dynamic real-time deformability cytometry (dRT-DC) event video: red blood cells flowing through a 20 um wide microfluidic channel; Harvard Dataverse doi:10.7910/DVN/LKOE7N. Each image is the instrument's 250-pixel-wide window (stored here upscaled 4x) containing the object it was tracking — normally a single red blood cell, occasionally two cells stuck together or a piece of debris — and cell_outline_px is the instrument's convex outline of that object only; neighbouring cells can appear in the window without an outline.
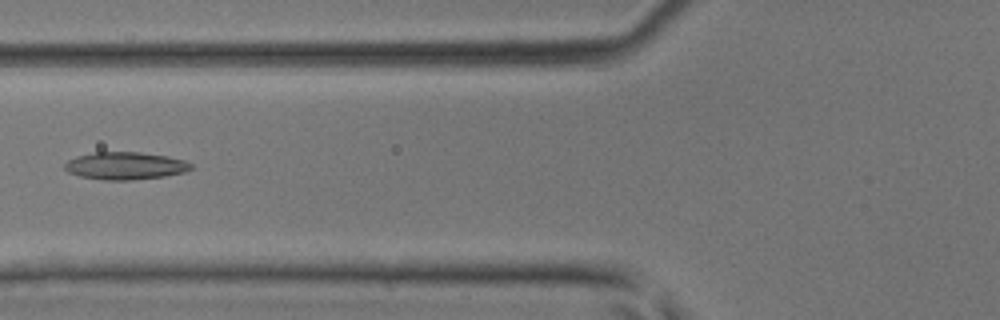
{"species": "common noctule bat (a hibernating species)", "species_latin": "Nyctalus noctula", "temperature_condition": "room temperature", "stored_images_in_passage": 32, "camera_frame_rate_fps": 3000, "um_per_image_px": 0.085, "animal": {"sex": "male", "body_mass_g": 17.9, "forearm_length_mm": 54.2}, "frame": {"image": 1, "passage_image": 9, "time_ms": 2.667, "image_size_px": [1000, 320], "cell_outline_px": [[192, 168], [184, 172], [164, 176], [132, 180], [104, 180], [80, 176], [68, 172], [64, 168], [64, 164], [68, 160], [76, 156], [96, 152], [140, 152], [168, 156], [184, 160], [192, 164]], "centroid_in_image_um": [10.64, 14.09], "position_along_channel_um": 115.2, "area_um2": 20.23}}
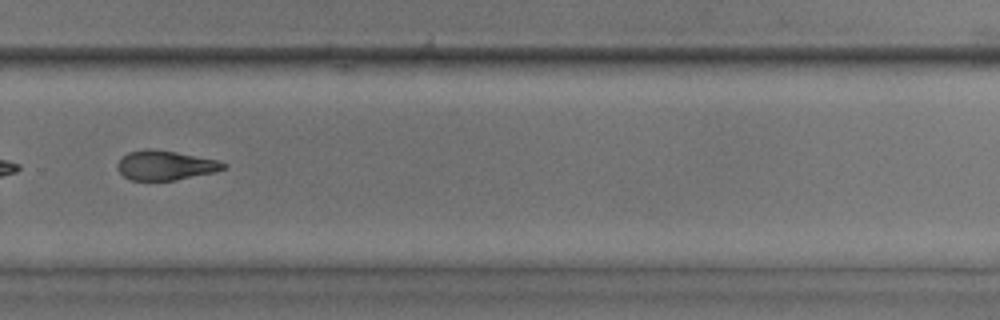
{"frame": {"image": 2, "passage_image": 22, "time_ms": 7.0, "image_size_px": [1000, 320], "cell_outline_px": [[228, 168], [216, 172], [176, 180], [132, 180], [124, 176], [120, 172], [116, 164], [128, 152], [148, 148], [152, 148], [176, 152], [216, 160], [228, 164]], "centroid_in_image_um": [14.09, 14.05], "position_along_channel_um": 315.7, "area_um2": 18.21}}